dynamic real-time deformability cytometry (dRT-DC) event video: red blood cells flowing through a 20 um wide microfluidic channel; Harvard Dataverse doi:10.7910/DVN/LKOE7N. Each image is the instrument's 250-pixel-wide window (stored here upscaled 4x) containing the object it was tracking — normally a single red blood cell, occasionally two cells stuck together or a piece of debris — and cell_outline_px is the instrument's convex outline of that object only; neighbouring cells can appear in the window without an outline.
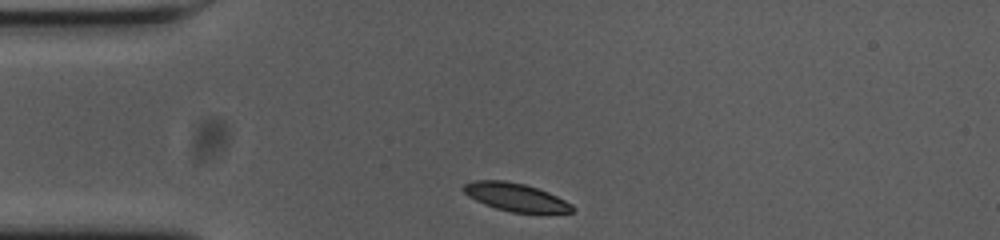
{"species": "common noctule bat (a hibernating species)", "species_latin": "Nyctalus noctula", "temperature_condition": "cold", "stored_images_in_passage": 33, "camera_frame_rate_fps": 3000, "um_per_image_px": 0.085, "animal": {"sex": "female", "body_mass_g": 23.0, "forearm_length_mm": 53.4}, "frame": {"image": 1, "passage_image": 1, "time_ms": 0.0, "image_size_px": [1000, 240], "cell_outline_px": [[576, 208], [572, 212], [512, 212], [496, 208], [484, 204], [468, 196], [460, 188], [464, 184], [472, 180], [504, 180], [524, 184], [548, 192], [572, 204]], "centroid_in_image_um": [43.78, 16.74], "position_along_channel_um": 41.2, "area_um2": 17.63}}
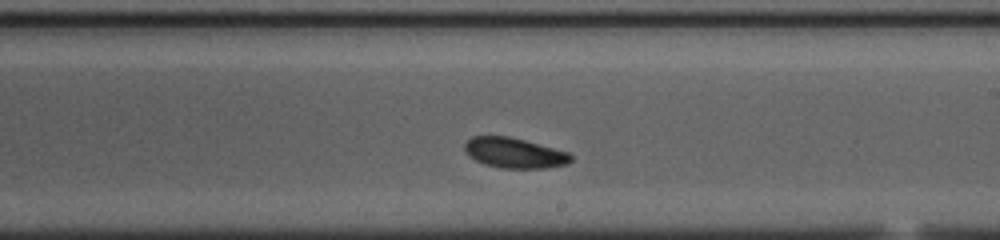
{"frame": {"image": 2, "passage_image": 20, "time_ms": 6.333, "image_size_px": [1000, 240], "cell_outline_px": [[572, 160], [568, 164], [544, 168], [500, 168], [484, 164], [476, 160], [464, 148], [464, 144], [472, 136], [508, 136], [524, 140], [568, 152], [572, 156]], "centroid_in_image_um": [43.74, 13.0], "position_along_channel_um": 245.3, "area_um2": 18.5}}
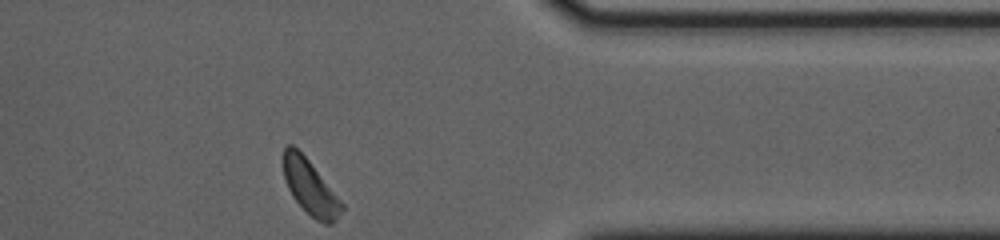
{"frame": {"image": 3, "passage_image": 33, "time_ms": 10.667, "image_size_px": [1000, 240], "cell_outline_px": [[344, 208], [336, 220], [332, 224], [324, 224], [316, 220], [292, 196], [288, 188], [284, 176], [284, 148], [288, 144], [292, 144], [308, 160], [344, 204]], "centroid_in_image_um": [26.38, 15.94], "position_along_channel_um": 385.0, "area_um2": 18.15}, "authors_computed_cell_mechanics": {"area_um2": 18.7272, "velocity_mm_per_s": 3.619, "shape_relaxation_time_tau1_ms": 1.6094, "shape_relaxation_time_tau2_ms": null, "deformation_change_tau1": 0.1059, "deformation_change_tau2": null}}